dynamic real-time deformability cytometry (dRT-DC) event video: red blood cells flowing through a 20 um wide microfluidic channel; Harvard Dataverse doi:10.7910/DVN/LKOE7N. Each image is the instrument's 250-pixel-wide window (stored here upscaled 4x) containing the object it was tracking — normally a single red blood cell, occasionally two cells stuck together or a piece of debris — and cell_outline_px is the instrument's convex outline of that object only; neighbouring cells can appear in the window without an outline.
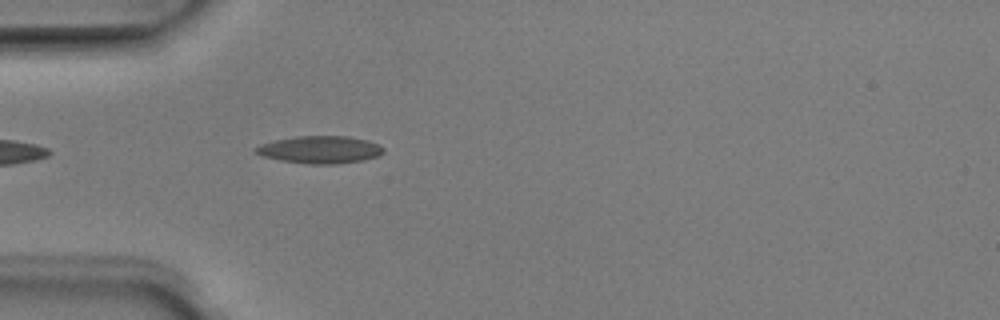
{"species": "Egyptian fruit bat (a non-hibernating species)", "species_latin": "Rousettus aegyptiacus", "temperature_condition": "room temperature", "stored_images_in_passage": 4, "camera_frame_rate_fps": 3000, "um_per_image_px": 0.085, "animal": {"sex": "male"}, "frame": {"image": 1, "passage_image": 4, "time_ms": 1.0, "image_size_px": [1000, 320], "cell_outline_px": [[384, 152], [380, 156], [360, 160], [336, 164], [308, 164], [280, 160], [264, 156], [256, 152], [252, 148], [260, 144], [276, 140], [296, 136], [348, 136], [368, 140], [384, 148]], "centroid_in_image_um": [27.2, 12.72], "position_along_channel_um": 57.8, "area_um2": 20.35}}